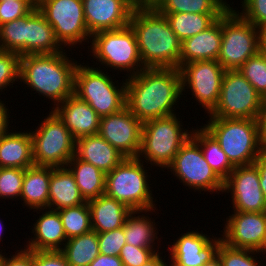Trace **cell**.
I'll list each match as a JSON object with an SVG mask.
<instances>
[{"label":"cell","instance_id":"obj_39","mask_svg":"<svg viewBox=\"0 0 266 266\" xmlns=\"http://www.w3.org/2000/svg\"><path fill=\"white\" fill-rule=\"evenodd\" d=\"M25 169L0 168V199L20 200Z\"/></svg>","mask_w":266,"mask_h":266},{"label":"cell","instance_id":"obj_19","mask_svg":"<svg viewBox=\"0 0 266 266\" xmlns=\"http://www.w3.org/2000/svg\"><path fill=\"white\" fill-rule=\"evenodd\" d=\"M84 18L91 35L129 25L135 9L130 0H82Z\"/></svg>","mask_w":266,"mask_h":266},{"label":"cell","instance_id":"obj_42","mask_svg":"<svg viewBox=\"0 0 266 266\" xmlns=\"http://www.w3.org/2000/svg\"><path fill=\"white\" fill-rule=\"evenodd\" d=\"M99 252L109 256H119L126 244L123 227L98 233Z\"/></svg>","mask_w":266,"mask_h":266},{"label":"cell","instance_id":"obj_52","mask_svg":"<svg viewBox=\"0 0 266 266\" xmlns=\"http://www.w3.org/2000/svg\"><path fill=\"white\" fill-rule=\"evenodd\" d=\"M259 51L266 56V25L258 28Z\"/></svg>","mask_w":266,"mask_h":266},{"label":"cell","instance_id":"obj_4","mask_svg":"<svg viewBox=\"0 0 266 266\" xmlns=\"http://www.w3.org/2000/svg\"><path fill=\"white\" fill-rule=\"evenodd\" d=\"M203 126L218 141L234 166L253 164L264 149L257 119L209 117Z\"/></svg>","mask_w":266,"mask_h":266},{"label":"cell","instance_id":"obj_51","mask_svg":"<svg viewBox=\"0 0 266 266\" xmlns=\"http://www.w3.org/2000/svg\"><path fill=\"white\" fill-rule=\"evenodd\" d=\"M163 250L160 252H157L152 258H150L145 264H142L141 266H166V260L165 256L163 255Z\"/></svg>","mask_w":266,"mask_h":266},{"label":"cell","instance_id":"obj_32","mask_svg":"<svg viewBox=\"0 0 266 266\" xmlns=\"http://www.w3.org/2000/svg\"><path fill=\"white\" fill-rule=\"evenodd\" d=\"M69 266H89L100 254L98 233L94 230L73 237L60 250Z\"/></svg>","mask_w":266,"mask_h":266},{"label":"cell","instance_id":"obj_9","mask_svg":"<svg viewBox=\"0 0 266 266\" xmlns=\"http://www.w3.org/2000/svg\"><path fill=\"white\" fill-rule=\"evenodd\" d=\"M30 134L36 166L65 167L75 155V139L64 122L51 110Z\"/></svg>","mask_w":266,"mask_h":266},{"label":"cell","instance_id":"obj_5","mask_svg":"<svg viewBox=\"0 0 266 266\" xmlns=\"http://www.w3.org/2000/svg\"><path fill=\"white\" fill-rule=\"evenodd\" d=\"M88 54L92 56L98 68L105 71L117 70V76L126 72L125 78L138 74L145 67L142 64L135 33L130 25L115 30H104L94 33L91 37ZM90 47V48H89ZM90 50V51H89ZM105 66V67H103ZM112 69V70H110ZM121 71V72H119Z\"/></svg>","mask_w":266,"mask_h":266},{"label":"cell","instance_id":"obj_48","mask_svg":"<svg viewBox=\"0 0 266 266\" xmlns=\"http://www.w3.org/2000/svg\"><path fill=\"white\" fill-rule=\"evenodd\" d=\"M2 99H0V137L7 133L10 130V117H12L10 114V109H8V105L6 106V101L4 102Z\"/></svg>","mask_w":266,"mask_h":266},{"label":"cell","instance_id":"obj_23","mask_svg":"<svg viewBox=\"0 0 266 266\" xmlns=\"http://www.w3.org/2000/svg\"><path fill=\"white\" fill-rule=\"evenodd\" d=\"M222 44V16L202 32L181 43L180 67L185 63L217 60Z\"/></svg>","mask_w":266,"mask_h":266},{"label":"cell","instance_id":"obj_40","mask_svg":"<svg viewBox=\"0 0 266 266\" xmlns=\"http://www.w3.org/2000/svg\"><path fill=\"white\" fill-rule=\"evenodd\" d=\"M20 56L17 53L0 50V92L13 88L20 81ZM18 83H16V82Z\"/></svg>","mask_w":266,"mask_h":266},{"label":"cell","instance_id":"obj_35","mask_svg":"<svg viewBox=\"0 0 266 266\" xmlns=\"http://www.w3.org/2000/svg\"><path fill=\"white\" fill-rule=\"evenodd\" d=\"M67 240L92 230L88 202L58 210Z\"/></svg>","mask_w":266,"mask_h":266},{"label":"cell","instance_id":"obj_25","mask_svg":"<svg viewBox=\"0 0 266 266\" xmlns=\"http://www.w3.org/2000/svg\"><path fill=\"white\" fill-rule=\"evenodd\" d=\"M29 131L13 128L0 137V168H29L34 164Z\"/></svg>","mask_w":266,"mask_h":266},{"label":"cell","instance_id":"obj_11","mask_svg":"<svg viewBox=\"0 0 266 266\" xmlns=\"http://www.w3.org/2000/svg\"><path fill=\"white\" fill-rule=\"evenodd\" d=\"M36 6L53 27L60 44L71 49L68 52L73 54L72 48L89 45L92 35L87 29L82 0H41Z\"/></svg>","mask_w":266,"mask_h":266},{"label":"cell","instance_id":"obj_56","mask_svg":"<svg viewBox=\"0 0 266 266\" xmlns=\"http://www.w3.org/2000/svg\"><path fill=\"white\" fill-rule=\"evenodd\" d=\"M167 259L169 260V262H168V260H167V262H166V266H182L181 264H178V263H176L174 260H172L171 258L169 259V256L167 257ZM171 260V261H170ZM170 262H171V264H170Z\"/></svg>","mask_w":266,"mask_h":266},{"label":"cell","instance_id":"obj_7","mask_svg":"<svg viewBox=\"0 0 266 266\" xmlns=\"http://www.w3.org/2000/svg\"><path fill=\"white\" fill-rule=\"evenodd\" d=\"M83 64L78 63L75 70L74 95L87 102L100 117L122 110L126 106V79L120 83L104 69Z\"/></svg>","mask_w":266,"mask_h":266},{"label":"cell","instance_id":"obj_38","mask_svg":"<svg viewBox=\"0 0 266 266\" xmlns=\"http://www.w3.org/2000/svg\"><path fill=\"white\" fill-rule=\"evenodd\" d=\"M238 70L262 99L266 98V56L259 51L248 58Z\"/></svg>","mask_w":266,"mask_h":266},{"label":"cell","instance_id":"obj_45","mask_svg":"<svg viewBox=\"0 0 266 266\" xmlns=\"http://www.w3.org/2000/svg\"><path fill=\"white\" fill-rule=\"evenodd\" d=\"M33 266H69L60 251H33Z\"/></svg>","mask_w":266,"mask_h":266},{"label":"cell","instance_id":"obj_13","mask_svg":"<svg viewBox=\"0 0 266 266\" xmlns=\"http://www.w3.org/2000/svg\"><path fill=\"white\" fill-rule=\"evenodd\" d=\"M262 97L239 70H226L220 96L208 117L257 119Z\"/></svg>","mask_w":266,"mask_h":266},{"label":"cell","instance_id":"obj_54","mask_svg":"<svg viewBox=\"0 0 266 266\" xmlns=\"http://www.w3.org/2000/svg\"><path fill=\"white\" fill-rule=\"evenodd\" d=\"M204 266H222V265H221V262L219 261V259L216 258L215 260H213L212 262H210Z\"/></svg>","mask_w":266,"mask_h":266},{"label":"cell","instance_id":"obj_21","mask_svg":"<svg viewBox=\"0 0 266 266\" xmlns=\"http://www.w3.org/2000/svg\"><path fill=\"white\" fill-rule=\"evenodd\" d=\"M40 214L32 224L33 237L22 247L33 251H60L67 237L64 233L63 224L59 212L49 208L34 209V213ZM39 211V212H38ZM42 211V212H40Z\"/></svg>","mask_w":266,"mask_h":266},{"label":"cell","instance_id":"obj_28","mask_svg":"<svg viewBox=\"0 0 266 266\" xmlns=\"http://www.w3.org/2000/svg\"><path fill=\"white\" fill-rule=\"evenodd\" d=\"M155 210L159 209L133 210L127 216L123 225L126 243L143 248L162 247L160 246L161 241H159L162 236L158 238V231H160L158 225L155 223V219L149 217L150 213L154 214L153 212H156Z\"/></svg>","mask_w":266,"mask_h":266},{"label":"cell","instance_id":"obj_41","mask_svg":"<svg viewBox=\"0 0 266 266\" xmlns=\"http://www.w3.org/2000/svg\"><path fill=\"white\" fill-rule=\"evenodd\" d=\"M36 4L32 0H6L0 2V25L27 15Z\"/></svg>","mask_w":266,"mask_h":266},{"label":"cell","instance_id":"obj_43","mask_svg":"<svg viewBox=\"0 0 266 266\" xmlns=\"http://www.w3.org/2000/svg\"><path fill=\"white\" fill-rule=\"evenodd\" d=\"M241 12L234 8L245 20L257 28L266 25V0H240Z\"/></svg>","mask_w":266,"mask_h":266},{"label":"cell","instance_id":"obj_50","mask_svg":"<svg viewBox=\"0 0 266 266\" xmlns=\"http://www.w3.org/2000/svg\"><path fill=\"white\" fill-rule=\"evenodd\" d=\"M89 266H124L119 256L99 254Z\"/></svg>","mask_w":266,"mask_h":266},{"label":"cell","instance_id":"obj_57","mask_svg":"<svg viewBox=\"0 0 266 266\" xmlns=\"http://www.w3.org/2000/svg\"><path fill=\"white\" fill-rule=\"evenodd\" d=\"M260 254L262 253L263 255L266 254V236H265V240L263 242V245L261 246V249L258 251Z\"/></svg>","mask_w":266,"mask_h":266},{"label":"cell","instance_id":"obj_2","mask_svg":"<svg viewBox=\"0 0 266 266\" xmlns=\"http://www.w3.org/2000/svg\"><path fill=\"white\" fill-rule=\"evenodd\" d=\"M66 50L53 54H29L20 58V84H26L55 108L74 94V75L79 62ZM31 87V88H30Z\"/></svg>","mask_w":266,"mask_h":266},{"label":"cell","instance_id":"obj_31","mask_svg":"<svg viewBox=\"0 0 266 266\" xmlns=\"http://www.w3.org/2000/svg\"><path fill=\"white\" fill-rule=\"evenodd\" d=\"M191 136L198 142L209 166L224 181L230 175L234 166L227 159L218 141L201 125L199 127L196 125Z\"/></svg>","mask_w":266,"mask_h":266},{"label":"cell","instance_id":"obj_3","mask_svg":"<svg viewBox=\"0 0 266 266\" xmlns=\"http://www.w3.org/2000/svg\"><path fill=\"white\" fill-rule=\"evenodd\" d=\"M132 27L145 68H180L181 41L165 15L155 8H135Z\"/></svg>","mask_w":266,"mask_h":266},{"label":"cell","instance_id":"obj_14","mask_svg":"<svg viewBox=\"0 0 266 266\" xmlns=\"http://www.w3.org/2000/svg\"><path fill=\"white\" fill-rule=\"evenodd\" d=\"M182 94H188L209 114L217 105L225 69L217 60L185 63L179 68ZM187 89V90H186ZM189 89V90H188Z\"/></svg>","mask_w":266,"mask_h":266},{"label":"cell","instance_id":"obj_12","mask_svg":"<svg viewBox=\"0 0 266 266\" xmlns=\"http://www.w3.org/2000/svg\"><path fill=\"white\" fill-rule=\"evenodd\" d=\"M166 169L170 170L174 179L176 176L180 183L194 192L223 194L224 181L209 166L198 142L192 136L182 145Z\"/></svg>","mask_w":266,"mask_h":266},{"label":"cell","instance_id":"obj_53","mask_svg":"<svg viewBox=\"0 0 266 266\" xmlns=\"http://www.w3.org/2000/svg\"><path fill=\"white\" fill-rule=\"evenodd\" d=\"M161 0H135V8H155Z\"/></svg>","mask_w":266,"mask_h":266},{"label":"cell","instance_id":"obj_10","mask_svg":"<svg viewBox=\"0 0 266 266\" xmlns=\"http://www.w3.org/2000/svg\"><path fill=\"white\" fill-rule=\"evenodd\" d=\"M233 7L222 15V44L217 61L225 70H238L259 52L258 28Z\"/></svg>","mask_w":266,"mask_h":266},{"label":"cell","instance_id":"obj_18","mask_svg":"<svg viewBox=\"0 0 266 266\" xmlns=\"http://www.w3.org/2000/svg\"><path fill=\"white\" fill-rule=\"evenodd\" d=\"M232 212L224 220L223 242L230 247L259 251L266 236V211Z\"/></svg>","mask_w":266,"mask_h":266},{"label":"cell","instance_id":"obj_8","mask_svg":"<svg viewBox=\"0 0 266 266\" xmlns=\"http://www.w3.org/2000/svg\"><path fill=\"white\" fill-rule=\"evenodd\" d=\"M143 163L138 157H126L106 173L105 194L124 203L132 211L157 208L155 202L158 200L153 198L150 186L153 183H149L150 167Z\"/></svg>","mask_w":266,"mask_h":266},{"label":"cell","instance_id":"obj_44","mask_svg":"<svg viewBox=\"0 0 266 266\" xmlns=\"http://www.w3.org/2000/svg\"><path fill=\"white\" fill-rule=\"evenodd\" d=\"M161 248H143L126 243L119 254L124 266H141L152 258Z\"/></svg>","mask_w":266,"mask_h":266},{"label":"cell","instance_id":"obj_47","mask_svg":"<svg viewBox=\"0 0 266 266\" xmlns=\"http://www.w3.org/2000/svg\"><path fill=\"white\" fill-rule=\"evenodd\" d=\"M254 164L257 166L260 175V188L266 200V148H264Z\"/></svg>","mask_w":266,"mask_h":266},{"label":"cell","instance_id":"obj_15","mask_svg":"<svg viewBox=\"0 0 266 266\" xmlns=\"http://www.w3.org/2000/svg\"><path fill=\"white\" fill-rule=\"evenodd\" d=\"M230 193L233 211L264 212L266 200L260 188V175L257 166H236L224 180L223 193Z\"/></svg>","mask_w":266,"mask_h":266},{"label":"cell","instance_id":"obj_17","mask_svg":"<svg viewBox=\"0 0 266 266\" xmlns=\"http://www.w3.org/2000/svg\"><path fill=\"white\" fill-rule=\"evenodd\" d=\"M186 233H181L170 243V247H166V252L168 249L169 258L174 260L176 263L182 266H204L217 258V252L223 238L207 235L206 232L203 233L198 228L194 231ZM218 237V238H217Z\"/></svg>","mask_w":266,"mask_h":266},{"label":"cell","instance_id":"obj_58","mask_svg":"<svg viewBox=\"0 0 266 266\" xmlns=\"http://www.w3.org/2000/svg\"><path fill=\"white\" fill-rule=\"evenodd\" d=\"M3 251L1 250L0 251V266H2V261H3V259H4V256L6 255L7 256V254H5V253H2Z\"/></svg>","mask_w":266,"mask_h":266},{"label":"cell","instance_id":"obj_16","mask_svg":"<svg viewBox=\"0 0 266 266\" xmlns=\"http://www.w3.org/2000/svg\"><path fill=\"white\" fill-rule=\"evenodd\" d=\"M143 123L125 106L119 112L103 116L98 134L125 157H138Z\"/></svg>","mask_w":266,"mask_h":266},{"label":"cell","instance_id":"obj_46","mask_svg":"<svg viewBox=\"0 0 266 266\" xmlns=\"http://www.w3.org/2000/svg\"><path fill=\"white\" fill-rule=\"evenodd\" d=\"M2 266H33V250L17 249L12 256H4Z\"/></svg>","mask_w":266,"mask_h":266},{"label":"cell","instance_id":"obj_49","mask_svg":"<svg viewBox=\"0 0 266 266\" xmlns=\"http://www.w3.org/2000/svg\"><path fill=\"white\" fill-rule=\"evenodd\" d=\"M259 138L264 148H266V98L262 101V107L257 117Z\"/></svg>","mask_w":266,"mask_h":266},{"label":"cell","instance_id":"obj_59","mask_svg":"<svg viewBox=\"0 0 266 266\" xmlns=\"http://www.w3.org/2000/svg\"><path fill=\"white\" fill-rule=\"evenodd\" d=\"M35 4H37L38 2H40L41 0H32Z\"/></svg>","mask_w":266,"mask_h":266},{"label":"cell","instance_id":"obj_22","mask_svg":"<svg viewBox=\"0 0 266 266\" xmlns=\"http://www.w3.org/2000/svg\"><path fill=\"white\" fill-rule=\"evenodd\" d=\"M66 50L57 40L54 29L35 6L26 15L24 55L53 54Z\"/></svg>","mask_w":266,"mask_h":266},{"label":"cell","instance_id":"obj_30","mask_svg":"<svg viewBox=\"0 0 266 266\" xmlns=\"http://www.w3.org/2000/svg\"><path fill=\"white\" fill-rule=\"evenodd\" d=\"M67 167L74 175L78 189L86 202L105 194L106 174L103 171L75 155Z\"/></svg>","mask_w":266,"mask_h":266},{"label":"cell","instance_id":"obj_34","mask_svg":"<svg viewBox=\"0 0 266 266\" xmlns=\"http://www.w3.org/2000/svg\"><path fill=\"white\" fill-rule=\"evenodd\" d=\"M228 3L226 0H161L155 9L161 14L225 13L232 6Z\"/></svg>","mask_w":266,"mask_h":266},{"label":"cell","instance_id":"obj_20","mask_svg":"<svg viewBox=\"0 0 266 266\" xmlns=\"http://www.w3.org/2000/svg\"><path fill=\"white\" fill-rule=\"evenodd\" d=\"M52 110L64 122L73 138L96 135L101 117L85 101L71 95Z\"/></svg>","mask_w":266,"mask_h":266},{"label":"cell","instance_id":"obj_55","mask_svg":"<svg viewBox=\"0 0 266 266\" xmlns=\"http://www.w3.org/2000/svg\"><path fill=\"white\" fill-rule=\"evenodd\" d=\"M4 229H6V228H4V222L2 220H0V243H1V241L3 242V240H2L3 237L2 236H4V235H2V234H3V231H5Z\"/></svg>","mask_w":266,"mask_h":266},{"label":"cell","instance_id":"obj_1","mask_svg":"<svg viewBox=\"0 0 266 266\" xmlns=\"http://www.w3.org/2000/svg\"><path fill=\"white\" fill-rule=\"evenodd\" d=\"M182 95L177 68H144L126 78V106L142 123L177 114Z\"/></svg>","mask_w":266,"mask_h":266},{"label":"cell","instance_id":"obj_24","mask_svg":"<svg viewBox=\"0 0 266 266\" xmlns=\"http://www.w3.org/2000/svg\"><path fill=\"white\" fill-rule=\"evenodd\" d=\"M75 156L92 164L105 174L111 172L126 158L99 134L76 139Z\"/></svg>","mask_w":266,"mask_h":266},{"label":"cell","instance_id":"obj_29","mask_svg":"<svg viewBox=\"0 0 266 266\" xmlns=\"http://www.w3.org/2000/svg\"><path fill=\"white\" fill-rule=\"evenodd\" d=\"M52 167L33 165L25 169L20 201L32 209L48 208Z\"/></svg>","mask_w":266,"mask_h":266},{"label":"cell","instance_id":"obj_36","mask_svg":"<svg viewBox=\"0 0 266 266\" xmlns=\"http://www.w3.org/2000/svg\"><path fill=\"white\" fill-rule=\"evenodd\" d=\"M26 15L0 25V50L24 56Z\"/></svg>","mask_w":266,"mask_h":266},{"label":"cell","instance_id":"obj_60","mask_svg":"<svg viewBox=\"0 0 266 266\" xmlns=\"http://www.w3.org/2000/svg\"><path fill=\"white\" fill-rule=\"evenodd\" d=\"M132 3H133V5H134V7H135V0H130Z\"/></svg>","mask_w":266,"mask_h":266},{"label":"cell","instance_id":"obj_27","mask_svg":"<svg viewBox=\"0 0 266 266\" xmlns=\"http://www.w3.org/2000/svg\"><path fill=\"white\" fill-rule=\"evenodd\" d=\"M75 181V177L67 166L52 167L49 184L48 208L61 210L85 203Z\"/></svg>","mask_w":266,"mask_h":266},{"label":"cell","instance_id":"obj_6","mask_svg":"<svg viewBox=\"0 0 266 266\" xmlns=\"http://www.w3.org/2000/svg\"><path fill=\"white\" fill-rule=\"evenodd\" d=\"M183 126L178 113L145 121L138 158L150 164L151 171L152 166L159 167L161 171L166 170L182 145L191 137L194 128L189 130Z\"/></svg>","mask_w":266,"mask_h":266},{"label":"cell","instance_id":"obj_33","mask_svg":"<svg viewBox=\"0 0 266 266\" xmlns=\"http://www.w3.org/2000/svg\"><path fill=\"white\" fill-rule=\"evenodd\" d=\"M224 13H169L165 15L171 29L183 42L210 27Z\"/></svg>","mask_w":266,"mask_h":266},{"label":"cell","instance_id":"obj_26","mask_svg":"<svg viewBox=\"0 0 266 266\" xmlns=\"http://www.w3.org/2000/svg\"><path fill=\"white\" fill-rule=\"evenodd\" d=\"M91 211V227L97 233L112 231L123 227L132 210L124 203L106 194L88 201Z\"/></svg>","mask_w":266,"mask_h":266},{"label":"cell","instance_id":"obj_37","mask_svg":"<svg viewBox=\"0 0 266 266\" xmlns=\"http://www.w3.org/2000/svg\"><path fill=\"white\" fill-rule=\"evenodd\" d=\"M258 254L259 252L255 250L230 247L222 241L217 252V258L222 266L266 265L265 261L263 262L262 260L263 258L260 257L261 254H259V259L261 260H258Z\"/></svg>","mask_w":266,"mask_h":266}]
</instances>
